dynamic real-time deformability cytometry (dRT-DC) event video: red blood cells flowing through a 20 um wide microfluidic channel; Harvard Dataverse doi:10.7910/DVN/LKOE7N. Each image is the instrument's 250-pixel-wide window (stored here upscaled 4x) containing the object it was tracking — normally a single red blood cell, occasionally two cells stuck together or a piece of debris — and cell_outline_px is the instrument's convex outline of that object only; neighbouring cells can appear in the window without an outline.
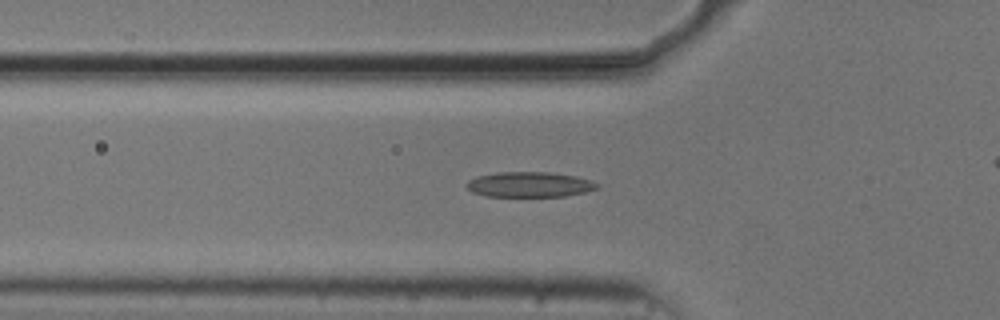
{"species": "common noctule bat (a hibernating species)", "species_latin": "Nyctalus noctula", "temperature_condition": "cold", "stored_images_in_passage": 47, "camera_frame_rate_fps": 3000, "um_per_image_px": 0.085, "animal": {"sex": "male", "body_mass_g": 20.5, "forearm_length_mm": 52.5}, "frame": {"image": 1, "passage_image": 18, "time_ms": 5.667, "image_size_px": [1000, 320], "cell_outline_px": [[600, 188], [584, 192], [564, 196], [488, 196], [472, 192], [464, 184], [468, 180], [476, 176], [496, 172], [548, 172], [576, 176], [592, 180], [600, 184]], "centroid_in_image_um": [45.02, 15.67], "position_along_channel_um": 80.8, "area_um2": 19.31}}
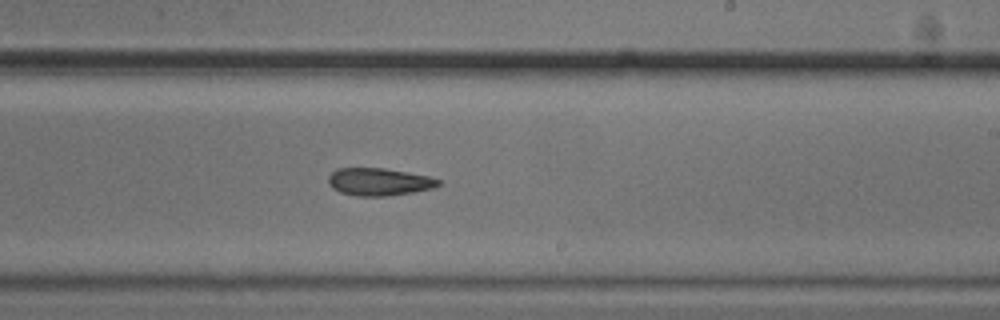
{"frame": {"image": 2, "passage_image": 32, "time_ms": 10.333, "image_size_px": [1000, 320], "cell_outline_px": [[440, 184], [436, 188], [388, 196], [356, 196], [340, 192], [332, 188], [328, 184], [328, 176], [336, 168], [384, 168], [428, 176], [440, 180]], "centroid_in_image_um": [32.2, 15.46], "position_along_channel_um": 256.8, "area_um2": 17.74}}
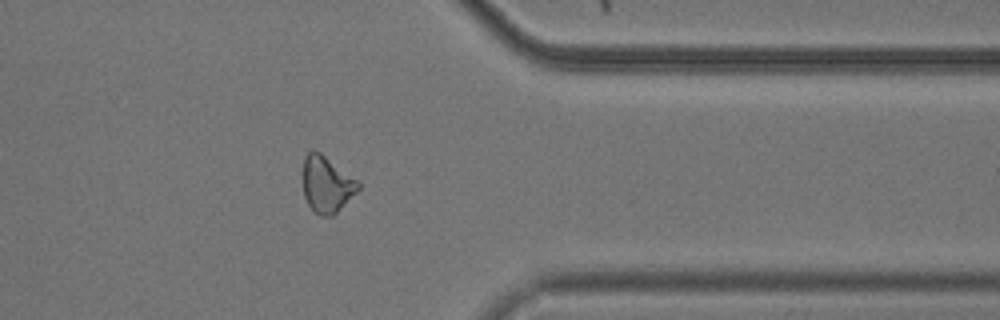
{"frame": {"image": 3, "passage_image": 43, "time_ms": 14.0, "image_size_px": [1000, 320], "cell_outline_px": [[360, 188], [332, 216], [320, 216], [312, 212], [304, 196], [304, 156], [308, 152], [320, 152], [356, 180], [360, 184]], "centroid_in_image_um": [27.75, 15.71], "position_along_channel_um": 383.7, "area_um2": 17.69}, "authors_computed_cell_mechanics": {"area_um2": 18.4382, "velocity_mm_per_s": 3.7471, "shape_relaxation_time_tau1_ms": null, "shape_relaxation_time_tau2_ms": 8.6179, "deformation_change_tau1": null, "deformation_change_tau2": 0.2002}}